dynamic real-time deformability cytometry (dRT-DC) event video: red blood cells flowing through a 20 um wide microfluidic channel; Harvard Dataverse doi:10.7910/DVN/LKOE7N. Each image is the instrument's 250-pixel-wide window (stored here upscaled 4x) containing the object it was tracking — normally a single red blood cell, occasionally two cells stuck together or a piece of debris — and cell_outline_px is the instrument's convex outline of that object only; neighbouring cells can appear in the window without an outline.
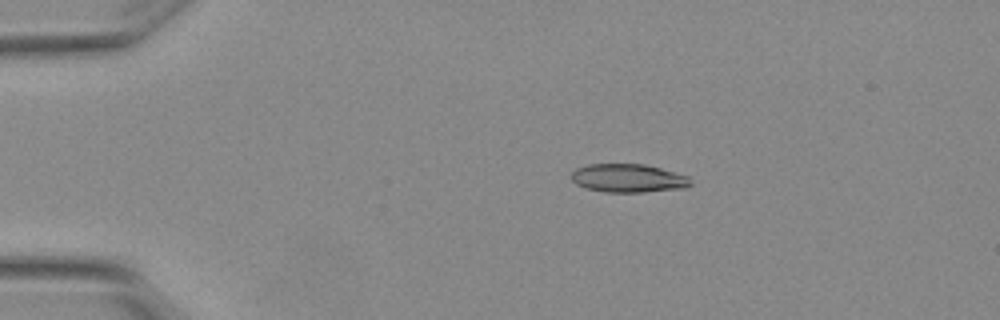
{"species": "Egyptian fruit bat (a non-hibernating species)", "species_latin": "Rousettus aegyptiacus", "temperature_condition": "warm", "stored_images_in_passage": 6, "camera_frame_rate_fps": 3000, "um_per_image_px": 0.085, "animal": {"sex": "female"}, "frame": {"image": 1, "passage_image": 3, "time_ms": 0.667, "image_size_px": [1000, 320], "cell_outline_px": [[692, 184], [684, 188], [644, 192], [604, 192], [588, 188], [576, 184], [572, 180], [572, 172], [576, 168], [588, 164], [644, 164], [660, 168], [688, 176]], "centroid_in_image_um": [53.4, 15.14], "position_along_channel_um": 31.6, "area_um2": 19.65}}
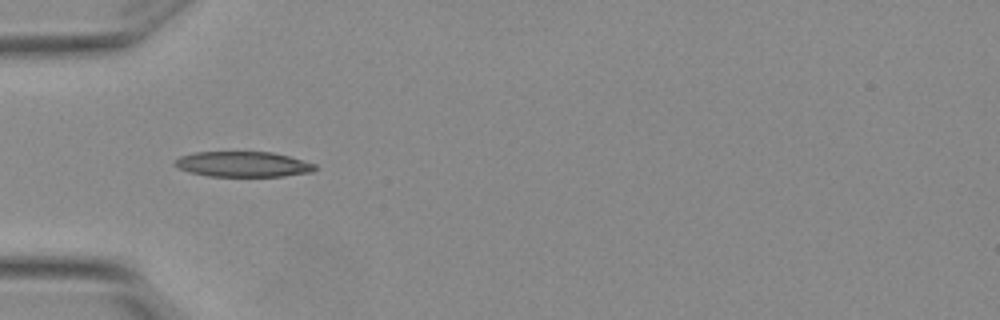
{"frame": {"image": 2, "passage_image": 5, "time_ms": 1.333, "image_size_px": [1000, 320], "cell_outline_px": [[316, 168], [312, 172], [280, 176], [208, 176], [188, 172], [172, 164], [180, 156], [196, 152], [272, 152], [288, 156], [316, 164]], "centroid_in_image_um": [20.64, 13.96], "position_along_channel_um": 64.4, "area_um2": 20.58}}
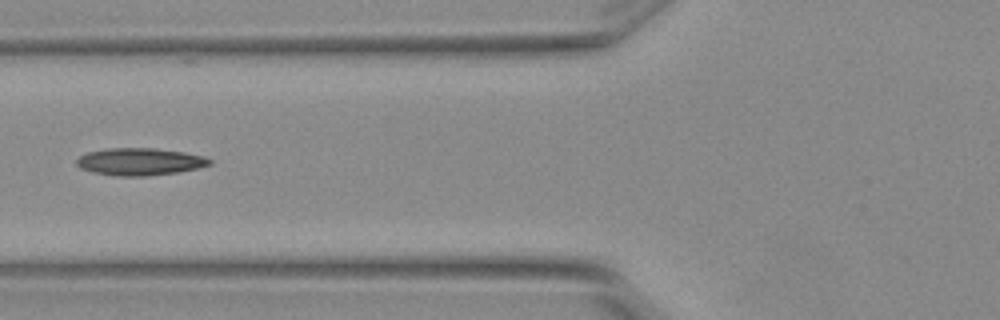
{"frame": {"image": 3, "passage_image": 6, "time_ms": 1.667, "image_size_px": [1000, 320], "cell_outline_px": [[212, 164], [180, 172], [144, 176], [116, 176], [92, 172], [80, 168], [76, 164], [76, 160], [80, 156], [88, 152], [108, 148], [152, 148], [184, 152], [204, 156], [212, 160]], "centroid_in_image_um": [11.88, 13.74], "position_along_channel_um": 113.9, "area_um2": 21.15}}